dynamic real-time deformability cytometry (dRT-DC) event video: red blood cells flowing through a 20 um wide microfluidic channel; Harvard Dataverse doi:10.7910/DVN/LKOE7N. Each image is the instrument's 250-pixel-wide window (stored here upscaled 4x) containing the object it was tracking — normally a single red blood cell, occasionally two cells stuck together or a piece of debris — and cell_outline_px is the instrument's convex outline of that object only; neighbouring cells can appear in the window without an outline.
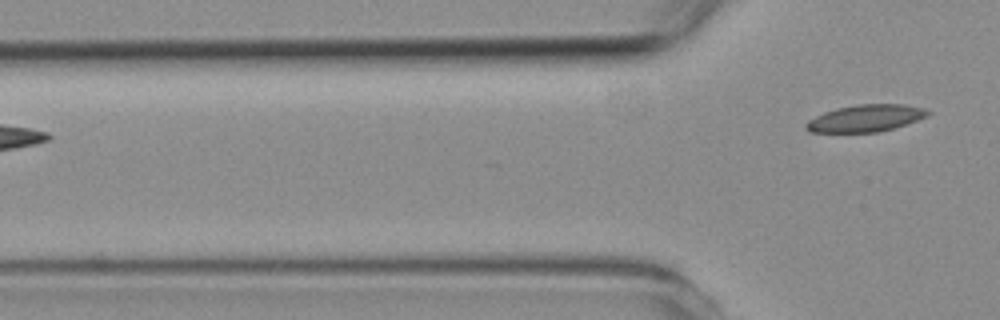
{"species": "common noctule bat (a hibernating species)", "species_latin": "Nyctalus noctula", "temperature_condition": "room temperature", "stored_images_in_passage": 5, "camera_frame_rate_fps": 3000, "um_per_image_px": 0.085, "animal": {"sex": "female", "body_mass_g": 19.3, "forearm_length_mm": 54.1}, "frame": {"image": 1, "passage_image": 5, "time_ms": 4.667, "image_size_px": [1000, 320], "cell_outline_px": [[932, 112], [928, 116], [892, 128], [876, 132], [808, 132], [804, 128], [804, 124], [808, 120], [824, 112], [836, 108], [856, 104], [904, 104], [920, 108]], "centroid_in_image_um": [73.51, 10.04], "position_along_channel_um": 52.3, "area_um2": 19.02}}